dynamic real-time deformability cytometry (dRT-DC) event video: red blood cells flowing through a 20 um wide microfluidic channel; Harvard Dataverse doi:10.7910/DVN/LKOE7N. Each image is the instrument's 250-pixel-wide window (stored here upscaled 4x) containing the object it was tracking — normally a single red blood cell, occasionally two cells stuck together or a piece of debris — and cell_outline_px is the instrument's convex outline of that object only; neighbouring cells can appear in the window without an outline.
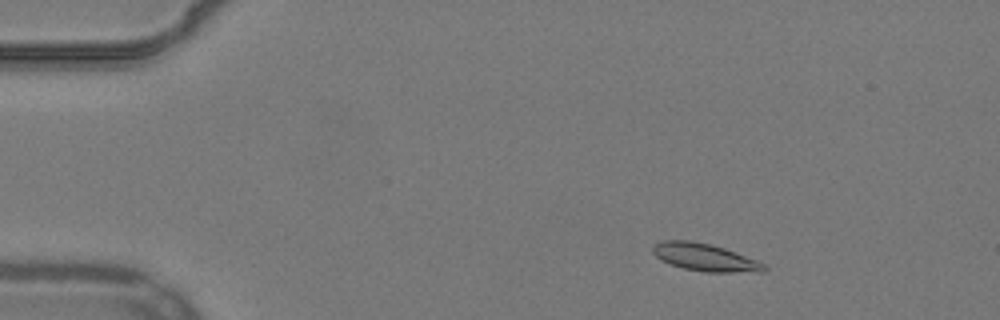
{"species": "common noctule bat (a hibernating species)", "species_latin": "Nyctalus noctula", "temperature_condition": "warm", "stored_images_in_passage": 52, "camera_frame_rate_fps": 3000, "um_per_image_px": 0.085, "animal": {"sex": "male", "body_mass_g": 19.2, "forearm_length_mm": 51.8}, "frame": {"image": 1, "passage_image": 6, "time_ms": 1.667, "image_size_px": [1000, 320], "cell_outline_px": [[768, 268], [764, 272], [704, 272], [684, 268], [660, 260], [652, 252], [652, 248], [656, 244], [664, 240], [688, 240], [712, 244], [724, 248], [756, 260], [764, 264]], "centroid_in_image_um": [59.92, 21.87], "position_along_channel_um": 25.1, "area_um2": 17.74}}
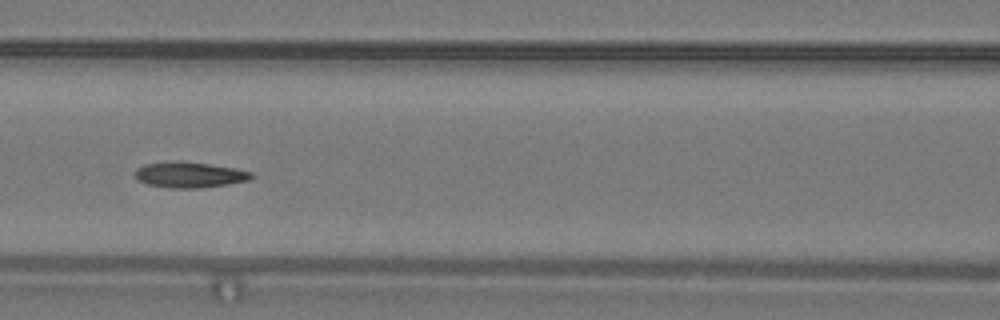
{"frame": {"image": 2, "passage_image": 22, "time_ms": 7.0, "image_size_px": [1000, 320], "cell_outline_px": [[252, 176], [248, 180], [228, 184], [200, 188], [172, 188], [148, 184], [140, 180], [136, 176], [136, 168], [144, 164], [208, 164], [236, 168], [252, 172]], "centroid_in_image_um": [16.18, 14.9], "position_along_channel_um": 150.4, "area_um2": 16.36}}
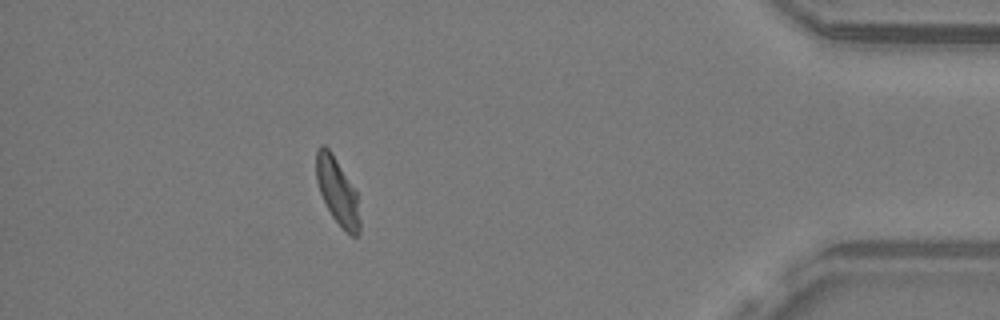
{"frame": {"image": 3, "passage_image": 46, "time_ms": 15.0, "image_size_px": [1000, 320], "cell_outline_px": [[360, 232], [356, 236], [352, 236], [332, 216], [320, 192], [316, 180], [316, 148], [320, 144], [324, 144], [332, 152], [356, 192], [360, 220]], "centroid_in_image_um": [28.66, 16.21], "position_along_channel_um": 406.5, "area_um2": 16.59}, "authors_computed_cell_mechanics": {"area_um2": 17.1088, "velocity_mm_per_s": 3.8268, "shape_relaxation_time_tau1_ms": 8.8999, "shape_relaxation_time_tau2_ms": 2.9863, "deformation_change_tau1": 0.2051, "deformation_change_tau2": 0.0758}}